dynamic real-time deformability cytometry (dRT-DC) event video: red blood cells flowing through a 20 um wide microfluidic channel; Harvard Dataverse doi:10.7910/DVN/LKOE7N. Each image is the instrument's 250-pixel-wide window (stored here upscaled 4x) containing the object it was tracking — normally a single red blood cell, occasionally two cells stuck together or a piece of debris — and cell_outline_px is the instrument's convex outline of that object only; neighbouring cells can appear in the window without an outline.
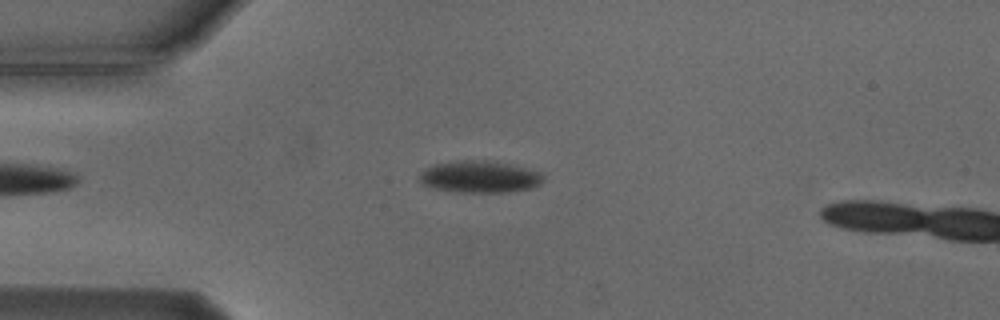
{"species": "Egyptian fruit bat (a non-hibernating species)", "species_latin": "Rousettus aegyptiacus", "temperature_condition": "cold", "stored_images_in_passage": 12, "camera_frame_rate_fps": 3000, "um_per_image_px": 0.085, "animal": {"sex": "male"}, "frame": {"image": 1, "passage_image": 10, "time_ms": 3.0, "image_size_px": [1000, 320], "cell_outline_px": [[544, 180], [540, 184], [532, 188], [508, 192], [460, 192], [436, 188], [424, 184], [420, 180], [420, 176], [428, 168], [436, 164], [456, 160], [484, 160], [508, 164], [540, 172], [544, 176]], "centroid_in_image_um": [40.83, 15.03], "position_along_channel_um": 44.2, "area_um2": 22.6}}